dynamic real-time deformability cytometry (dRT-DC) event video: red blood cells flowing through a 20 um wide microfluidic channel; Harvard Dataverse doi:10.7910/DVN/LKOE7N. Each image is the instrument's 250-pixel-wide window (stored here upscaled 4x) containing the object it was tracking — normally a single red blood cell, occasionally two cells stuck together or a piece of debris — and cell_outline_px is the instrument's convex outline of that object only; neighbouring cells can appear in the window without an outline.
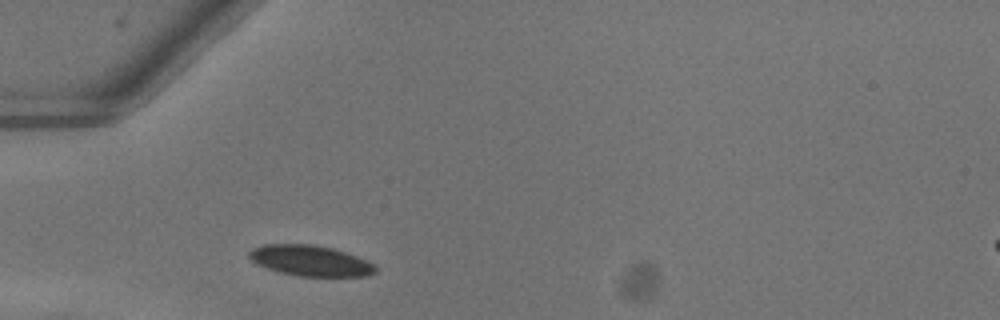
{"species": "common noctule bat (a hibernating species)", "species_latin": "Nyctalus noctula", "temperature_condition": "warm", "stored_images_in_passage": 36, "camera_frame_rate_fps": 3000, "um_per_image_px": 0.085, "animal": {"sex": "female"}, "frame": {"image": 1, "passage_image": 1, "time_ms": 0.0, "image_size_px": [1000, 320], "cell_outline_px": [[376, 272], [368, 276], [296, 276], [280, 272], [256, 264], [248, 256], [248, 252], [252, 248], [264, 244], [312, 244], [332, 248], [356, 256], [376, 264]], "centroid_in_image_um": [26.37, 22.16], "position_along_channel_um": 58.6, "area_um2": 22.6}}
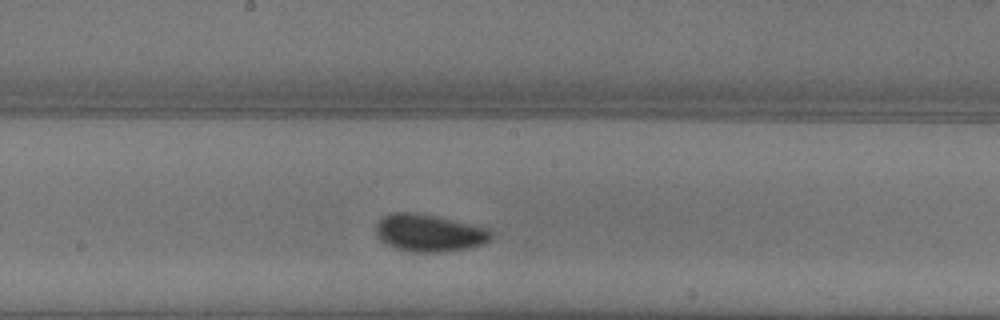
{"frame": {"image": 2, "passage_image": 13, "time_ms": 4.0, "image_size_px": [1000, 320], "cell_outline_px": [[492, 236], [484, 244], [468, 248], [440, 252], [412, 252], [396, 248], [380, 240], [376, 236], [376, 224], [384, 216], [392, 212], [416, 212], [436, 216], [472, 224], [488, 228], [492, 232]], "centroid_in_image_um": [36.47, 19.79], "position_along_channel_um": 211.7, "area_um2": 25.09}}
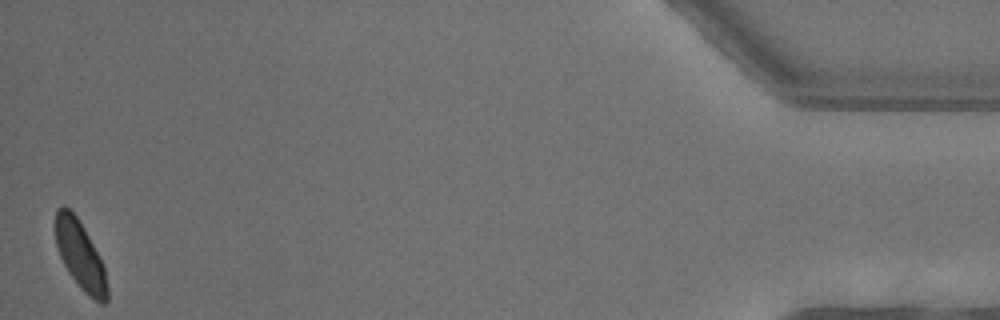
{"frame": {"image": 3, "passage_image": 36, "time_ms": 11.667, "image_size_px": [1000, 320], "cell_outline_px": [[108, 300], [104, 304], [100, 304], [88, 296], [80, 288], [64, 264], [60, 256], [56, 244], [56, 208], [64, 204], [76, 216], [84, 228], [104, 264], [108, 288]], "centroid_in_image_um": [6.85, 21.73], "position_along_channel_um": 428.3, "area_um2": 20.58}, "authors_computed_cell_mechanics": {"area_um2": 22.7154, "velocity_mm_per_s": 4.0011, "shape_relaxation_time_tau1_ms": 3.3321, "shape_relaxation_time_tau2_ms": null, "deformation_change_tau1": 0.1247, "deformation_change_tau2": null}}